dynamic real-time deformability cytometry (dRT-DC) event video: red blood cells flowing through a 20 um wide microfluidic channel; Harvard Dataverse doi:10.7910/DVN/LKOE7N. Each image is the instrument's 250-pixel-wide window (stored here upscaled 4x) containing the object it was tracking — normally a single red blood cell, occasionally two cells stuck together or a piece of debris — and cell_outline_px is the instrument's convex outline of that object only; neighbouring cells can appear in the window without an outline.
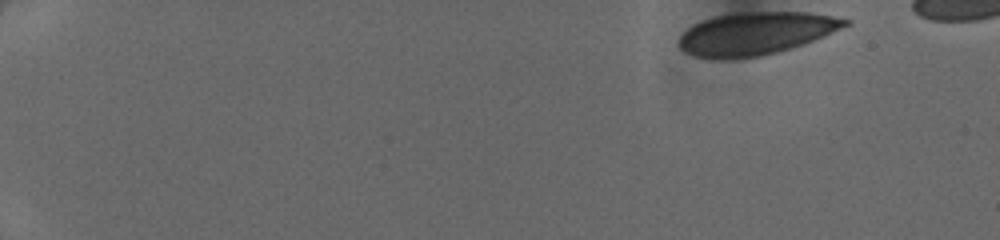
{"species": "human", "species_latin": "Homo sapiens", "temperature_condition": "cold", "stored_images_in_passage": 46, "segment_of_instrument_passage": [1, 2], "camera_frame_rate_fps": 3000, "um_per_image_px": 0.085, "donor": {"sex": "female"}, "frame": {"image": 1, "passage_image": 1, "time_ms": 0.0, "image_size_px": [1000, 240], "cell_outline_px": [[852, 20], [848, 24], [804, 44], [776, 52], [760, 56], [696, 56], [684, 52], [680, 48], [680, 36], [688, 28], [704, 20], [716, 16], [752, 12], [812, 12]], "centroid_in_image_um": [64.29, 2.81], "position_along_channel_um": 20.7, "area_um2": 39.77}}
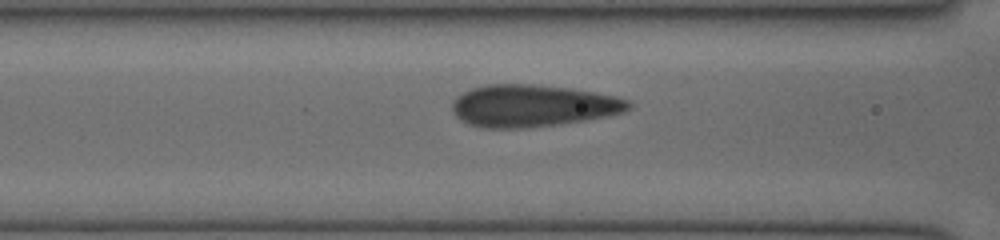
{"frame": {"image": 2, "passage_image": 19, "time_ms": 6.0, "image_size_px": [1000, 240], "cell_outline_px": [[632, 108], [624, 112], [608, 116], [584, 120], [556, 124], [520, 128], [484, 128], [468, 124], [460, 120], [452, 112], [452, 104], [456, 96], [472, 88], [488, 84], [528, 84], [572, 88], [616, 96], [628, 100], [632, 104]], "centroid_in_image_um": [45.28, 8.99], "position_along_channel_um": 121.3, "area_um2": 43.29}}
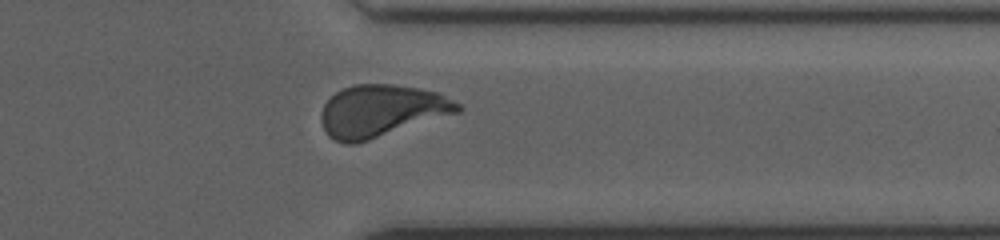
{"frame": {"image": 3, "passage_image": 37, "time_ms": 12.0, "image_size_px": [1000, 240], "cell_outline_px": [[464, 108], [460, 112], [356, 144], [344, 144], [328, 136], [320, 120], [320, 116], [324, 104], [336, 92], [344, 88], [356, 84], [392, 84], [440, 92], [460, 104]], "centroid_in_image_um": [32.43, 9.43], "position_along_channel_um": 379.0, "area_um2": 41.5}}